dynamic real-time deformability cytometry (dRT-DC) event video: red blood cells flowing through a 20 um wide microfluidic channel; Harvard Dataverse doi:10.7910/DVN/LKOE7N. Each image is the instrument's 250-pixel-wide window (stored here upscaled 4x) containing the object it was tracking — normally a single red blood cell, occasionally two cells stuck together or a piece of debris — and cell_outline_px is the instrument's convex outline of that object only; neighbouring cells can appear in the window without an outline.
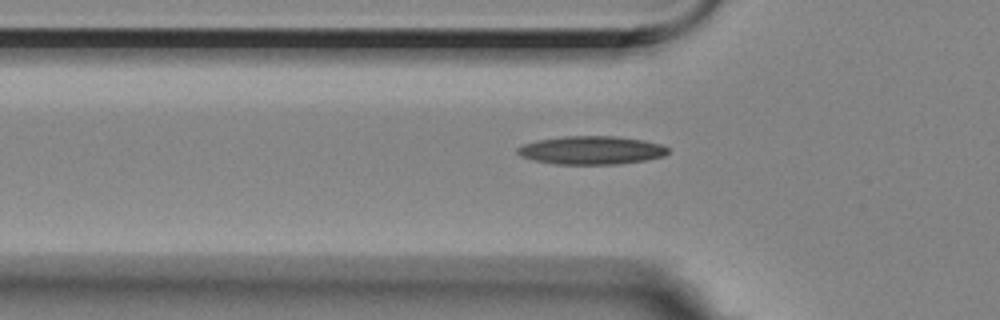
{"species": "Egyptian fruit bat (a non-hibernating species)", "species_latin": "Rousettus aegyptiacus", "temperature_condition": "room temperature", "stored_images_in_passage": 42, "camera_frame_rate_fps": 3000, "um_per_image_px": 0.085, "animal": {"sex": "female"}, "frame": {"image": 1, "passage_image": 9, "time_ms": 2.667, "image_size_px": [1000, 320], "cell_outline_px": [[668, 152], [664, 156], [644, 160], [616, 164], [556, 164], [532, 160], [520, 156], [516, 152], [516, 148], [524, 144], [536, 140], [564, 136], [616, 136], [644, 140], [660, 144], [668, 148]], "centroid_in_image_um": [50.23, 12.76], "position_along_channel_um": 75.6, "area_um2": 24.85}}
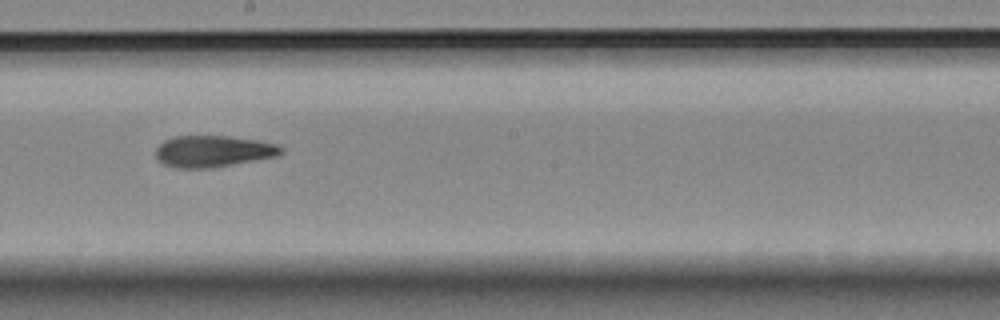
{"frame": {"image": 2, "passage_image": 22, "time_ms": 7.0, "image_size_px": [1000, 320], "cell_outline_px": [[284, 152], [276, 156], [208, 168], [176, 168], [164, 164], [156, 160], [156, 148], [164, 140], [176, 136], [228, 136], [256, 140], [276, 144], [284, 148]], "centroid_in_image_um": [18.08, 12.85], "position_along_channel_um": 230.1, "area_um2": 22.83}}
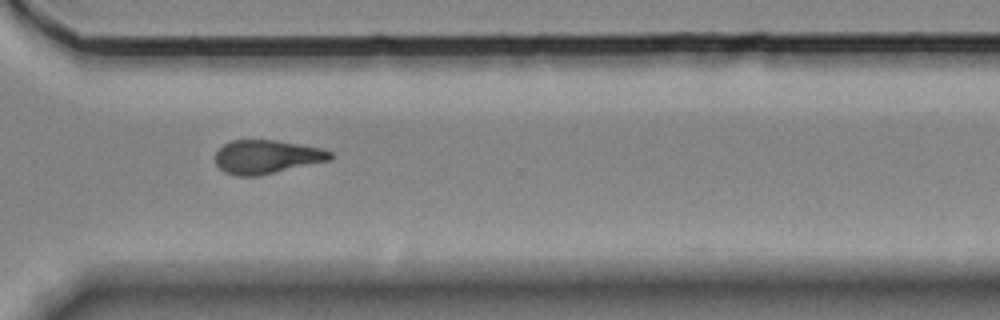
{"frame": {"image": 3, "passage_image": 32, "time_ms": 10.333, "image_size_px": [1000, 320], "cell_outline_px": [[332, 160], [260, 176], [236, 176], [224, 172], [216, 164], [216, 152], [224, 144], [232, 140], [276, 140], [324, 148], [332, 152]], "centroid_in_image_um": [22.71, 13.34], "position_along_channel_um": 347.9, "area_um2": 22.83}, "authors_computed_cell_mechanics": {"area_um2": 22.7154, "velocity_mm_per_s": 3.544, "shape_relaxation_time_tau1_ms": null, "shape_relaxation_time_tau2_ms": 6.3547, "deformation_change_tau1": null, "deformation_change_tau2": 0.1662}}